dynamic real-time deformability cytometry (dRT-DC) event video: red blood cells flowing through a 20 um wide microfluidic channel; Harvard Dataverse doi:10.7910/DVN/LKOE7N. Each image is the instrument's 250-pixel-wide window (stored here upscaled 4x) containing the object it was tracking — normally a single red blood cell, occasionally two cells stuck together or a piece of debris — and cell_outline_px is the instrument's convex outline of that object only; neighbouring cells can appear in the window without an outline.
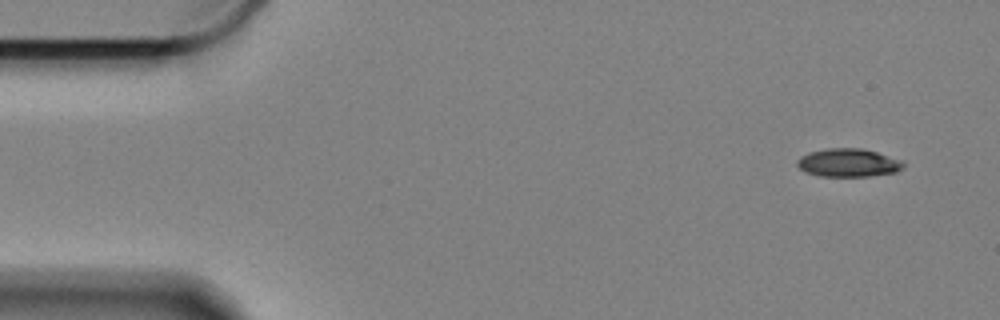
{"species": "Egyptian fruit bat (a non-hibernating species)", "species_latin": "Rousettus aegyptiacus", "temperature_condition": "cold", "stored_images_in_passage": 56, "camera_frame_rate_fps": 3000, "um_per_image_px": 0.085, "animal": {"sex": "female"}, "frame": {"image": 1, "passage_image": 1, "time_ms": 0.0, "image_size_px": [1000, 320], "cell_outline_px": [[904, 168], [896, 172], [868, 176], [820, 176], [804, 172], [796, 164], [796, 160], [800, 156], [808, 152], [828, 148], [860, 148], [876, 152], [900, 160], [904, 164]], "centroid_in_image_um": [72.06, 13.83], "position_along_channel_um": 12.9, "area_um2": 17.46}}
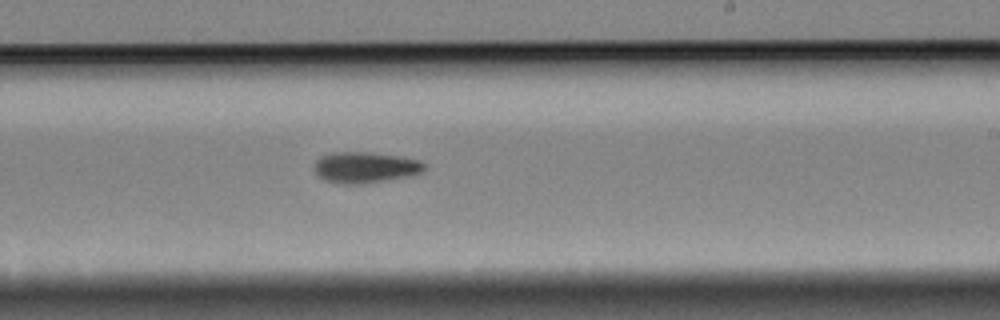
{"frame": {"image": 2, "passage_image": 32, "time_ms": 10.333, "image_size_px": [1000, 320], "cell_outline_px": [[424, 172], [408, 176], [360, 184], [344, 184], [324, 180], [312, 168], [316, 160], [320, 156], [328, 152], [364, 152], [396, 156], [420, 160], [424, 164]], "centroid_in_image_um": [30.99, 14.22], "position_along_channel_um": 258.0, "area_um2": 19.77}}
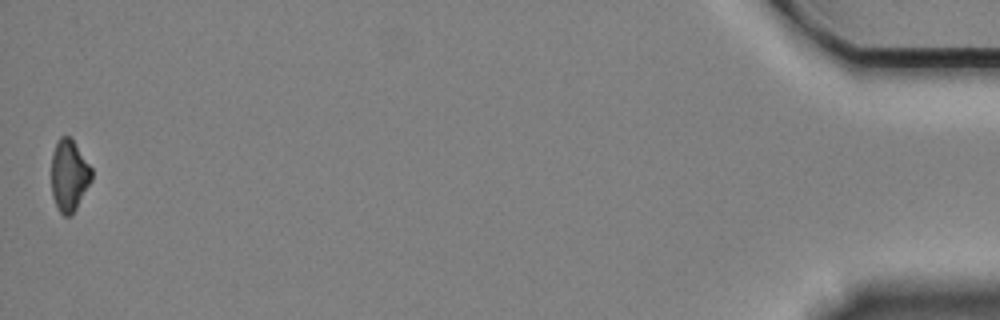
{"frame": {"image": 3, "passage_image": 56, "time_ms": 18.333, "image_size_px": [1000, 320], "cell_outline_px": [[92, 180], [72, 216], [64, 216], [56, 208], [52, 196], [52, 152], [60, 136], [68, 136], [72, 140], [92, 168]], "centroid_in_image_um": [5.87, 14.96], "position_along_channel_um": 429.3, "area_um2": 16.76}, "authors_computed_cell_mechanics": {"area_um2": 18.3226, "velocity_mm_per_s": 3.339, "shape_relaxation_time_tau1_ms": 5.0379, "shape_relaxation_time_tau2_ms": null, "deformation_change_tau1": 0.1265, "deformation_change_tau2": null}}